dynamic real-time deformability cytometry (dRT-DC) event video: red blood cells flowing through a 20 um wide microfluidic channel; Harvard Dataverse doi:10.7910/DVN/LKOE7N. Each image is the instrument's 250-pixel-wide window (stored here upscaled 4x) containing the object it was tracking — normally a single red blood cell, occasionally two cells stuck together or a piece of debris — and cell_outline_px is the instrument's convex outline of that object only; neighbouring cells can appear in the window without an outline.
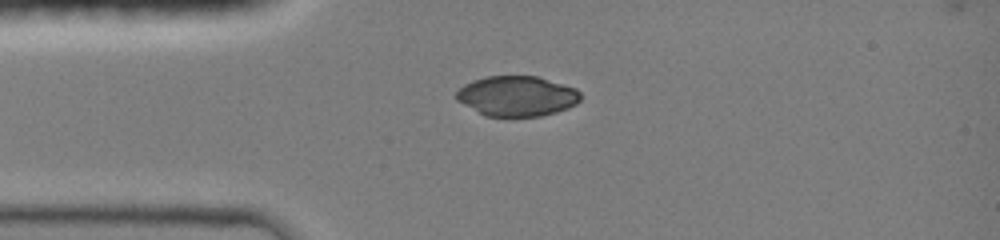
{"species": "common noctule bat (a hibernating species)", "species_latin": "Nyctalus noctula", "temperature_condition": "room temperature", "stored_images_in_passage": 33, "camera_frame_rate_fps": 3000, "um_per_image_px": 0.085, "animal": {"sex": "female", "body_mass_g": 19.0, "forearm_length_mm": 51.5}, "frame": {"image": 1, "passage_image": 1, "time_ms": 0.0, "image_size_px": [1000, 240], "cell_outline_px": [[580, 100], [576, 104], [568, 108], [556, 112], [540, 116], [484, 116], [456, 100], [456, 92], [464, 84], [472, 80], [484, 76], [536, 76], [576, 88], [580, 92]], "centroid_in_image_um": [43.92, 8.16], "position_along_channel_um": 41.1, "area_um2": 29.13}}
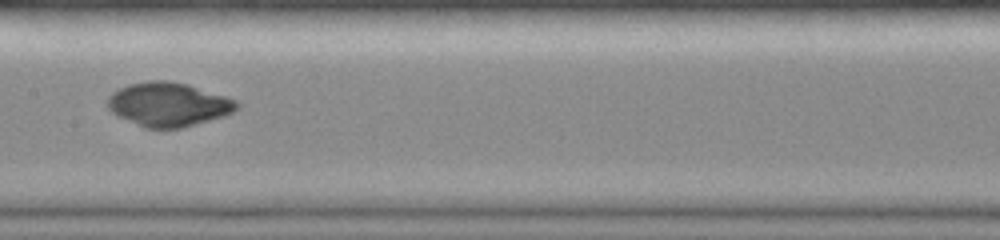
{"frame": {"image": 2, "passage_image": 13, "time_ms": 4.0, "image_size_px": [1000, 240], "cell_outline_px": [[240, 108], [224, 116], [180, 128], [148, 128], [116, 116], [108, 108], [108, 96], [112, 92], [128, 84], [148, 80], [168, 80], [188, 84], [236, 100], [240, 104]], "centroid_in_image_um": [14.31, 8.86], "position_along_channel_um": 193.1, "area_um2": 33.0}}
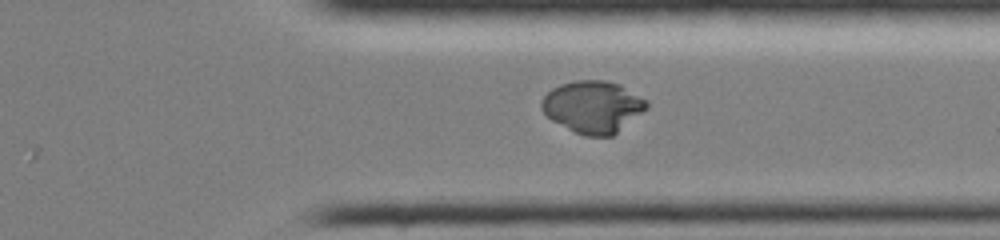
{"frame": {"image": 3, "passage_image": 25, "time_ms": 8.0, "image_size_px": [1000, 240], "cell_outline_px": [[648, 108], [612, 136], [584, 136], [552, 120], [540, 108], [540, 100], [552, 88], [560, 84], [576, 80], [604, 80], [620, 84], [648, 100]], "centroid_in_image_um": [50.4, 9.06], "position_along_channel_um": 361.0, "area_um2": 31.85}}